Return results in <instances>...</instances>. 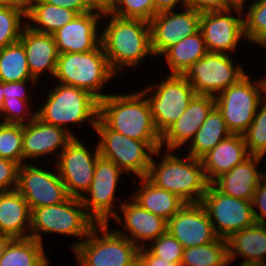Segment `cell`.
<instances>
[{"label": "cell", "instance_id": "obj_37", "mask_svg": "<svg viewBox=\"0 0 266 266\" xmlns=\"http://www.w3.org/2000/svg\"><path fill=\"white\" fill-rule=\"evenodd\" d=\"M23 124L0 122V158L23 164Z\"/></svg>", "mask_w": 266, "mask_h": 266}, {"label": "cell", "instance_id": "obj_25", "mask_svg": "<svg viewBox=\"0 0 266 266\" xmlns=\"http://www.w3.org/2000/svg\"><path fill=\"white\" fill-rule=\"evenodd\" d=\"M250 156L243 135L230 134L203 155L200 160L205 177L211 184L215 179L231 171L232 168Z\"/></svg>", "mask_w": 266, "mask_h": 266}, {"label": "cell", "instance_id": "obj_20", "mask_svg": "<svg viewBox=\"0 0 266 266\" xmlns=\"http://www.w3.org/2000/svg\"><path fill=\"white\" fill-rule=\"evenodd\" d=\"M103 14L90 11L77 15L71 22L53 33L58 53L88 52L101 44L99 20Z\"/></svg>", "mask_w": 266, "mask_h": 266}, {"label": "cell", "instance_id": "obj_53", "mask_svg": "<svg viewBox=\"0 0 266 266\" xmlns=\"http://www.w3.org/2000/svg\"><path fill=\"white\" fill-rule=\"evenodd\" d=\"M262 88H263V101L266 103V79L261 80Z\"/></svg>", "mask_w": 266, "mask_h": 266}, {"label": "cell", "instance_id": "obj_24", "mask_svg": "<svg viewBox=\"0 0 266 266\" xmlns=\"http://www.w3.org/2000/svg\"><path fill=\"white\" fill-rule=\"evenodd\" d=\"M19 42L23 45L31 75L37 81L43 72L54 77L58 49L53 34L37 32L27 24L24 26Z\"/></svg>", "mask_w": 266, "mask_h": 266}, {"label": "cell", "instance_id": "obj_56", "mask_svg": "<svg viewBox=\"0 0 266 266\" xmlns=\"http://www.w3.org/2000/svg\"><path fill=\"white\" fill-rule=\"evenodd\" d=\"M23 3H27L29 0H21Z\"/></svg>", "mask_w": 266, "mask_h": 266}, {"label": "cell", "instance_id": "obj_38", "mask_svg": "<svg viewBox=\"0 0 266 266\" xmlns=\"http://www.w3.org/2000/svg\"><path fill=\"white\" fill-rule=\"evenodd\" d=\"M243 137L250 155L266 156V103L264 101L259 105Z\"/></svg>", "mask_w": 266, "mask_h": 266}, {"label": "cell", "instance_id": "obj_34", "mask_svg": "<svg viewBox=\"0 0 266 266\" xmlns=\"http://www.w3.org/2000/svg\"><path fill=\"white\" fill-rule=\"evenodd\" d=\"M36 80L29 70L26 52L18 41L0 49V81Z\"/></svg>", "mask_w": 266, "mask_h": 266}, {"label": "cell", "instance_id": "obj_52", "mask_svg": "<svg viewBox=\"0 0 266 266\" xmlns=\"http://www.w3.org/2000/svg\"><path fill=\"white\" fill-rule=\"evenodd\" d=\"M4 95H3V82L0 81V110L3 106Z\"/></svg>", "mask_w": 266, "mask_h": 266}, {"label": "cell", "instance_id": "obj_9", "mask_svg": "<svg viewBox=\"0 0 266 266\" xmlns=\"http://www.w3.org/2000/svg\"><path fill=\"white\" fill-rule=\"evenodd\" d=\"M166 76L165 80L139 90L149 104L155 127L160 135L179 119L196 95L182 75Z\"/></svg>", "mask_w": 266, "mask_h": 266}, {"label": "cell", "instance_id": "obj_50", "mask_svg": "<svg viewBox=\"0 0 266 266\" xmlns=\"http://www.w3.org/2000/svg\"><path fill=\"white\" fill-rule=\"evenodd\" d=\"M12 240V238L6 236V235H3V234H0V259L2 258L3 256V253H4V250L7 246V244Z\"/></svg>", "mask_w": 266, "mask_h": 266}, {"label": "cell", "instance_id": "obj_47", "mask_svg": "<svg viewBox=\"0 0 266 266\" xmlns=\"http://www.w3.org/2000/svg\"><path fill=\"white\" fill-rule=\"evenodd\" d=\"M51 5L65 7L75 11L78 15L85 14L91 10L86 6L84 0H42Z\"/></svg>", "mask_w": 266, "mask_h": 266}, {"label": "cell", "instance_id": "obj_45", "mask_svg": "<svg viewBox=\"0 0 266 266\" xmlns=\"http://www.w3.org/2000/svg\"><path fill=\"white\" fill-rule=\"evenodd\" d=\"M187 5L201 13L225 11L235 7L231 0H187Z\"/></svg>", "mask_w": 266, "mask_h": 266}, {"label": "cell", "instance_id": "obj_22", "mask_svg": "<svg viewBox=\"0 0 266 266\" xmlns=\"http://www.w3.org/2000/svg\"><path fill=\"white\" fill-rule=\"evenodd\" d=\"M73 138L65 129L46 124L36 117L23 125V164L28 159L35 160L47 154H55L57 160Z\"/></svg>", "mask_w": 266, "mask_h": 266}, {"label": "cell", "instance_id": "obj_4", "mask_svg": "<svg viewBox=\"0 0 266 266\" xmlns=\"http://www.w3.org/2000/svg\"><path fill=\"white\" fill-rule=\"evenodd\" d=\"M52 87L54 88L49 89L44 105L36 110V117L46 124L65 129L73 137L77 136L68 125L76 126L88 121L95 130L99 101L89 92L77 87L57 82Z\"/></svg>", "mask_w": 266, "mask_h": 266}, {"label": "cell", "instance_id": "obj_43", "mask_svg": "<svg viewBox=\"0 0 266 266\" xmlns=\"http://www.w3.org/2000/svg\"><path fill=\"white\" fill-rule=\"evenodd\" d=\"M28 82H30L32 87L34 88L36 84L38 83L37 80H22L17 82H3V95H4V101H13V100H24V101H30L31 99L28 98L30 95V88H26ZM29 91V92H28Z\"/></svg>", "mask_w": 266, "mask_h": 266}, {"label": "cell", "instance_id": "obj_48", "mask_svg": "<svg viewBox=\"0 0 266 266\" xmlns=\"http://www.w3.org/2000/svg\"><path fill=\"white\" fill-rule=\"evenodd\" d=\"M84 3L91 11L101 14L110 13L113 6V0H84Z\"/></svg>", "mask_w": 266, "mask_h": 266}, {"label": "cell", "instance_id": "obj_14", "mask_svg": "<svg viewBox=\"0 0 266 266\" xmlns=\"http://www.w3.org/2000/svg\"><path fill=\"white\" fill-rule=\"evenodd\" d=\"M74 137L57 158L56 169L70 197L81 198L89 189L100 157L98 143L93 151Z\"/></svg>", "mask_w": 266, "mask_h": 266}, {"label": "cell", "instance_id": "obj_2", "mask_svg": "<svg viewBox=\"0 0 266 266\" xmlns=\"http://www.w3.org/2000/svg\"><path fill=\"white\" fill-rule=\"evenodd\" d=\"M163 155L159 164L157 158ZM175 154V155H174ZM154 185L176 194L185 203H201L209 185L201 160L191 156H177L174 150L157 149L146 176Z\"/></svg>", "mask_w": 266, "mask_h": 266}, {"label": "cell", "instance_id": "obj_6", "mask_svg": "<svg viewBox=\"0 0 266 266\" xmlns=\"http://www.w3.org/2000/svg\"><path fill=\"white\" fill-rule=\"evenodd\" d=\"M109 223H96L72 251L78 266H134L139 248Z\"/></svg>", "mask_w": 266, "mask_h": 266}, {"label": "cell", "instance_id": "obj_10", "mask_svg": "<svg viewBox=\"0 0 266 266\" xmlns=\"http://www.w3.org/2000/svg\"><path fill=\"white\" fill-rule=\"evenodd\" d=\"M262 102L261 81H252L248 74L215 96V106L222 113L231 134L246 132Z\"/></svg>", "mask_w": 266, "mask_h": 266}, {"label": "cell", "instance_id": "obj_3", "mask_svg": "<svg viewBox=\"0 0 266 266\" xmlns=\"http://www.w3.org/2000/svg\"><path fill=\"white\" fill-rule=\"evenodd\" d=\"M98 117L111 129L139 141H161L149 104L140 91L108 94L99 101Z\"/></svg>", "mask_w": 266, "mask_h": 266}, {"label": "cell", "instance_id": "obj_41", "mask_svg": "<svg viewBox=\"0 0 266 266\" xmlns=\"http://www.w3.org/2000/svg\"><path fill=\"white\" fill-rule=\"evenodd\" d=\"M29 101L17 100L3 101V106L0 110V117L3 123L13 124H28L36 118V109L31 110L29 107ZM30 110V111H28Z\"/></svg>", "mask_w": 266, "mask_h": 266}, {"label": "cell", "instance_id": "obj_39", "mask_svg": "<svg viewBox=\"0 0 266 266\" xmlns=\"http://www.w3.org/2000/svg\"><path fill=\"white\" fill-rule=\"evenodd\" d=\"M111 13L123 18L150 22L155 16V2L154 0H113Z\"/></svg>", "mask_w": 266, "mask_h": 266}, {"label": "cell", "instance_id": "obj_17", "mask_svg": "<svg viewBox=\"0 0 266 266\" xmlns=\"http://www.w3.org/2000/svg\"><path fill=\"white\" fill-rule=\"evenodd\" d=\"M200 19L201 12L189 6L183 7L181 12L169 10L157 13L149 22L154 57L161 56L181 39L199 31Z\"/></svg>", "mask_w": 266, "mask_h": 266}, {"label": "cell", "instance_id": "obj_18", "mask_svg": "<svg viewBox=\"0 0 266 266\" xmlns=\"http://www.w3.org/2000/svg\"><path fill=\"white\" fill-rule=\"evenodd\" d=\"M167 231L184 249L211 243L218 238L201 203H185L168 221Z\"/></svg>", "mask_w": 266, "mask_h": 266}, {"label": "cell", "instance_id": "obj_27", "mask_svg": "<svg viewBox=\"0 0 266 266\" xmlns=\"http://www.w3.org/2000/svg\"><path fill=\"white\" fill-rule=\"evenodd\" d=\"M227 242L229 265L239 256L244 260L242 264L262 265L266 262V224L256 222L233 234Z\"/></svg>", "mask_w": 266, "mask_h": 266}, {"label": "cell", "instance_id": "obj_23", "mask_svg": "<svg viewBox=\"0 0 266 266\" xmlns=\"http://www.w3.org/2000/svg\"><path fill=\"white\" fill-rule=\"evenodd\" d=\"M262 159L264 157L251 155L211 184L225 195L252 201L259 182L266 176V172L260 168Z\"/></svg>", "mask_w": 266, "mask_h": 266}, {"label": "cell", "instance_id": "obj_44", "mask_svg": "<svg viewBox=\"0 0 266 266\" xmlns=\"http://www.w3.org/2000/svg\"><path fill=\"white\" fill-rule=\"evenodd\" d=\"M252 206L256 222L266 224V176L259 182L256 188L252 199Z\"/></svg>", "mask_w": 266, "mask_h": 266}, {"label": "cell", "instance_id": "obj_30", "mask_svg": "<svg viewBox=\"0 0 266 266\" xmlns=\"http://www.w3.org/2000/svg\"><path fill=\"white\" fill-rule=\"evenodd\" d=\"M208 53L201 30L168 48L161 56L167 61L169 75H182L192 64Z\"/></svg>", "mask_w": 266, "mask_h": 266}, {"label": "cell", "instance_id": "obj_46", "mask_svg": "<svg viewBox=\"0 0 266 266\" xmlns=\"http://www.w3.org/2000/svg\"><path fill=\"white\" fill-rule=\"evenodd\" d=\"M138 263L141 266H181V262H170L153 255L147 248H139Z\"/></svg>", "mask_w": 266, "mask_h": 266}, {"label": "cell", "instance_id": "obj_5", "mask_svg": "<svg viewBox=\"0 0 266 266\" xmlns=\"http://www.w3.org/2000/svg\"><path fill=\"white\" fill-rule=\"evenodd\" d=\"M114 76L101 44L88 52L59 54L54 74L57 83L87 91L98 101L108 95L102 88Z\"/></svg>", "mask_w": 266, "mask_h": 266}, {"label": "cell", "instance_id": "obj_8", "mask_svg": "<svg viewBox=\"0 0 266 266\" xmlns=\"http://www.w3.org/2000/svg\"><path fill=\"white\" fill-rule=\"evenodd\" d=\"M99 135L100 156L113 161L124 173L146 177L154 152L161 141H139L111 130L99 117L95 126Z\"/></svg>", "mask_w": 266, "mask_h": 266}, {"label": "cell", "instance_id": "obj_32", "mask_svg": "<svg viewBox=\"0 0 266 266\" xmlns=\"http://www.w3.org/2000/svg\"><path fill=\"white\" fill-rule=\"evenodd\" d=\"M44 245L33 238L12 239L0 259V266H48Z\"/></svg>", "mask_w": 266, "mask_h": 266}, {"label": "cell", "instance_id": "obj_29", "mask_svg": "<svg viewBox=\"0 0 266 266\" xmlns=\"http://www.w3.org/2000/svg\"><path fill=\"white\" fill-rule=\"evenodd\" d=\"M25 4L27 26L40 33L53 34L78 15L71 9L51 5L42 0H29Z\"/></svg>", "mask_w": 266, "mask_h": 266}, {"label": "cell", "instance_id": "obj_51", "mask_svg": "<svg viewBox=\"0 0 266 266\" xmlns=\"http://www.w3.org/2000/svg\"><path fill=\"white\" fill-rule=\"evenodd\" d=\"M16 5H26L21 0H0V7H11Z\"/></svg>", "mask_w": 266, "mask_h": 266}, {"label": "cell", "instance_id": "obj_28", "mask_svg": "<svg viewBox=\"0 0 266 266\" xmlns=\"http://www.w3.org/2000/svg\"><path fill=\"white\" fill-rule=\"evenodd\" d=\"M139 179L140 188L131 194V198L154 215L168 222L185 205L176 194L157 187L147 177Z\"/></svg>", "mask_w": 266, "mask_h": 266}, {"label": "cell", "instance_id": "obj_36", "mask_svg": "<svg viewBox=\"0 0 266 266\" xmlns=\"http://www.w3.org/2000/svg\"><path fill=\"white\" fill-rule=\"evenodd\" d=\"M26 23V5L0 7V49L18 42Z\"/></svg>", "mask_w": 266, "mask_h": 266}, {"label": "cell", "instance_id": "obj_11", "mask_svg": "<svg viewBox=\"0 0 266 266\" xmlns=\"http://www.w3.org/2000/svg\"><path fill=\"white\" fill-rule=\"evenodd\" d=\"M230 56L232 55L208 52L190 65L182 76L190 83L196 94L215 97L247 75L239 63L234 65Z\"/></svg>", "mask_w": 266, "mask_h": 266}, {"label": "cell", "instance_id": "obj_12", "mask_svg": "<svg viewBox=\"0 0 266 266\" xmlns=\"http://www.w3.org/2000/svg\"><path fill=\"white\" fill-rule=\"evenodd\" d=\"M201 204L206 209L218 238L227 240L256 223L252 201L225 195L212 184L208 185Z\"/></svg>", "mask_w": 266, "mask_h": 266}, {"label": "cell", "instance_id": "obj_42", "mask_svg": "<svg viewBox=\"0 0 266 266\" xmlns=\"http://www.w3.org/2000/svg\"><path fill=\"white\" fill-rule=\"evenodd\" d=\"M18 168L16 162L0 158V192L17 188Z\"/></svg>", "mask_w": 266, "mask_h": 266}, {"label": "cell", "instance_id": "obj_54", "mask_svg": "<svg viewBox=\"0 0 266 266\" xmlns=\"http://www.w3.org/2000/svg\"><path fill=\"white\" fill-rule=\"evenodd\" d=\"M232 3L235 5V6H242L243 4H245L246 2H248L247 0H231Z\"/></svg>", "mask_w": 266, "mask_h": 266}, {"label": "cell", "instance_id": "obj_33", "mask_svg": "<svg viewBox=\"0 0 266 266\" xmlns=\"http://www.w3.org/2000/svg\"><path fill=\"white\" fill-rule=\"evenodd\" d=\"M228 242L217 238L214 242L185 248L181 266H228Z\"/></svg>", "mask_w": 266, "mask_h": 266}, {"label": "cell", "instance_id": "obj_15", "mask_svg": "<svg viewBox=\"0 0 266 266\" xmlns=\"http://www.w3.org/2000/svg\"><path fill=\"white\" fill-rule=\"evenodd\" d=\"M54 172L27 162L19 166L16 190L30 210L63 203L70 197L57 169Z\"/></svg>", "mask_w": 266, "mask_h": 266}, {"label": "cell", "instance_id": "obj_19", "mask_svg": "<svg viewBox=\"0 0 266 266\" xmlns=\"http://www.w3.org/2000/svg\"><path fill=\"white\" fill-rule=\"evenodd\" d=\"M129 199L118 204L124 218H121L119 214L113 218L120 225L122 223L125 231H121V229H116V231L127 237L138 248H142L145 247L146 241L149 244L160 235L165 234L168 222L142 208L132 198ZM126 231L129 232L130 236L126 234Z\"/></svg>", "mask_w": 266, "mask_h": 266}, {"label": "cell", "instance_id": "obj_26", "mask_svg": "<svg viewBox=\"0 0 266 266\" xmlns=\"http://www.w3.org/2000/svg\"><path fill=\"white\" fill-rule=\"evenodd\" d=\"M30 226L31 210L24 197L16 189L0 192V234L30 238Z\"/></svg>", "mask_w": 266, "mask_h": 266}, {"label": "cell", "instance_id": "obj_40", "mask_svg": "<svg viewBox=\"0 0 266 266\" xmlns=\"http://www.w3.org/2000/svg\"><path fill=\"white\" fill-rule=\"evenodd\" d=\"M146 248L161 259L170 260V262L182 261L184 247L168 231L146 245Z\"/></svg>", "mask_w": 266, "mask_h": 266}, {"label": "cell", "instance_id": "obj_49", "mask_svg": "<svg viewBox=\"0 0 266 266\" xmlns=\"http://www.w3.org/2000/svg\"><path fill=\"white\" fill-rule=\"evenodd\" d=\"M155 2V15L163 11L174 10L178 4L182 7H186L187 0H154Z\"/></svg>", "mask_w": 266, "mask_h": 266}, {"label": "cell", "instance_id": "obj_13", "mask_svg": "<svg viewBox=\"0 0 266 266\" xmlns=\"http://www.w3.org/2000/svg\"><path fill=\"white\" fill-rule=\"evenodd\" d=\"M123 174L113 161L101 156L97 159L90 187L80 198L87 214L96 223H109V218L118 214L113 205L118 199L115 192Z\"/></svg>", "mask_w": 266, "mask_h": 266}, {"label": "cell", "instance_id": "obj_35", "mask_svg": "<svg viewBox=\"0 0 266 266\" xmlns=\"http://www.w3.org/2000/svg\"><path fill=\"white\" fill-rule=\"evenodd\" d=\"M242 10L245 40L266 48V0H254L243 4Z\"/></svg>", "mask_w": 266, "mask_h": 266}, {"label": "cell", "instance_id": "obj_7", "mask_svg": "<svg viewBox=\"0 0 266 266\" xmlns=\"http://www.w3.org/2000/svg\"><path fill=\"white\" fill-rule=\"evenodd\" d=\"M96 222L87 214L81 199L69 197L65 202L31 210L30 238L43 242V233H56L80 238L73 250L86 239Z\"/></svg>", "mask_w": 266, "mask_h": 266}, {"label": "cell", "instance_id": "obj_31", "mask_svg": "<svg viewBox=\"0 0 266 266\" xmlns=\"http://www.w3.org/2000/svg\"><path fill=\"white\" fill-rule=\"evenodd\" d=\"M230 134L222 113L215 106L191 142L188 143L187 146L190 149L187 150L186 155L200 159Z\"/></svg>", "mask_w": 266, "mask_h": 266}, {"label": "cell", "instance_id": "obj_21", "mask_svg": "<svg viewBox=\"0 0 266 266\" xmlns=\"http://www.w3.org/2000/svg\"><path fill=\"white\" fill-rule=\"evenodd\" d=\"M214 107V96L196 94L179 119L161 135V149L175 151L187 147Z\"/></svg>", "mask_w": 266, "mask_h": 266}, {"label": "cell", "instance_id": "obj_1", "mask_svg": "<svg viewBox=\"0 0 266 266\" xmlns=\"http://www.w3.org/2000/svg\"><path fill=\"white\" fill-rule=\"evenodd\" d=\"M101 32V45L111 70L118 76L127 68H136L148 56L153 57L150 24L141 19L123 18L113 13ZM147 56V57H146Z\"/></svg>", "mask_w": 266, "mask_h": 266}, {"label": "cell", "instance_id": "obj_55", "mask_svg": "<svg viewBox=\"0 0 266 266\" xmlns=\"http://www.w3.org/2000/svg\"><path fill=\"white\" fill-rule=\"evenodd\" d=\"M240 264H241L240 266H260V265H252V264H242V263H240Z\"/></svg>", "mask_w": 266, "mask_h": 266}, {"label": "cell", "instance_id": "obj_57", "mask_svg": "<svg viewBox=\"0 0 266 266\" xmlns=\"http://www.w3.org/2000/svg\"><path fill=\"white\" fill-rule=\"evenodd\" d=\"M134 266H141L138 262Z\"/></svg>", "mask_w": 266, "mask_h": 266}, {"label": "cell", "instance_id": "obj_16", "mask_svg": "<svg viewBox=\"0 0 266 266\" xmlns=\"http://www.w3.org/2000/svg\"><path fill=\"white\" fill-rule=\"evenodd\" d=\"M236 12V15L232 13ZM241 6L225 11L202 12L200 30L208 52L234 54L244 36V23ZM231 14V15H230ZM237 16V17H236Z\"/></svg>", "mask_w": 266, "mask_h": 266}]
</instances>
